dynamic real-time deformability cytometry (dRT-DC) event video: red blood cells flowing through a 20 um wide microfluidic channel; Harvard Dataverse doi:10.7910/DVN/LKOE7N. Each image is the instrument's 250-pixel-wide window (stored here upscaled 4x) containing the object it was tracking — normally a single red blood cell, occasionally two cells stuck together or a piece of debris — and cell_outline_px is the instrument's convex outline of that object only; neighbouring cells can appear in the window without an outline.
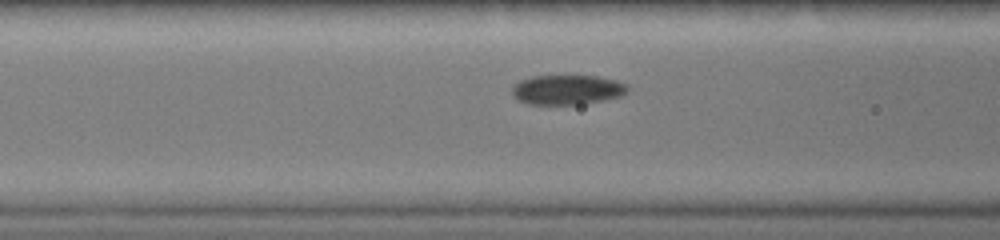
{"species": "common noctule bat (a hibernating species)", "species_latin": "Nyctalus noctula", "temperature_condition": "warm", "stored_images_in_passage": 18, "camera_frame_rate_fps": 3000, "um_per_image_px": 0.085, "animal": {"sex": "female", "body_mass_g": 19.0, "forearm_length_mm": 51.5}, "frame": {"image": 1, "passage_image": 13, "time_ms": 4.0, "image_size_px": [1000, 240], "cell_outline_px": [[628, 92], [620, 96], [580, 104], [528, 104], [520, 100], [512, 92], [512, 84], [520, 80], [532, 76], [600, 76], [616, 80], [628, 84]], "centroid_in_image_um": [48.22, 7.61], "position_along_channel_um": 118.4, "area_um2": 19.88}}
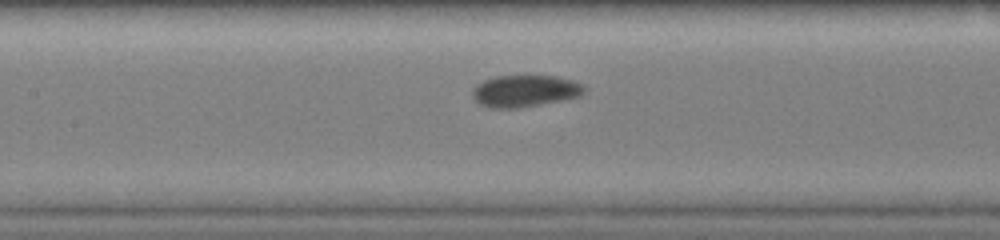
{"frame": {"image": 2, "passage_image": 16, "time_ms": 5.0, "image_size_px": [1000, 240], "cell_outline_px": [[588, 88], [580, 96], [560, 100], [516, 108], [492, 108], [480, 104], [472, 96], [472, 88], [476, 84], [484, 80], [496, 76], [556, 76], [572, 80], [584, 84]], "centroid_in_image_um": [44.62, 7.72], "position_along_channel_um": 162.8, "area_um2": 20.69}}